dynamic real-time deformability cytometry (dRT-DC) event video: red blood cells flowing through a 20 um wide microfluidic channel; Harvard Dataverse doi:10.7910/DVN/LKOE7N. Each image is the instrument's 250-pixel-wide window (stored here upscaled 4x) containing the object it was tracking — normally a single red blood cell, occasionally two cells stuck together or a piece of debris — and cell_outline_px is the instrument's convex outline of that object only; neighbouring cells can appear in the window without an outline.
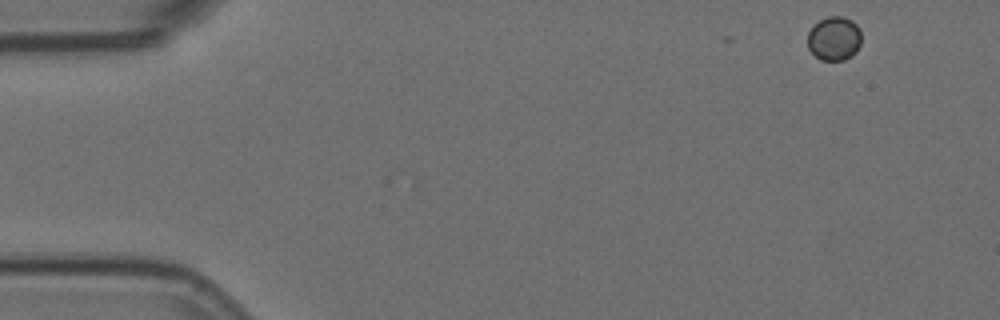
{"species": "Egyptian fruit bat (a non-hibernating species)", "species_latin": "Rousettus aegyptiacus", "temperature_condition": "room temperature", "stored_images_in_passage": 4, "camera_frame_rate_fps": 3000, "um_per_image_px": 0.085, "animal": {"sex": "female"}, "frame": {"image": 1, "passage_image": 1, "time_ms": 0.0, "image_size_px": [1000, 320], "cell_outline_px": [[860, 44], [856, 52], [852, 56], [844, 60], [820, 60], [808, 48], [808, 32], [820, 20], [828, 16], [844, 16], [852, 20], [860, 28]], "centroid_in_image_um": [70.92, 3.27], "position_along_channel_um": 14.1, "area_um2": 13.81}}